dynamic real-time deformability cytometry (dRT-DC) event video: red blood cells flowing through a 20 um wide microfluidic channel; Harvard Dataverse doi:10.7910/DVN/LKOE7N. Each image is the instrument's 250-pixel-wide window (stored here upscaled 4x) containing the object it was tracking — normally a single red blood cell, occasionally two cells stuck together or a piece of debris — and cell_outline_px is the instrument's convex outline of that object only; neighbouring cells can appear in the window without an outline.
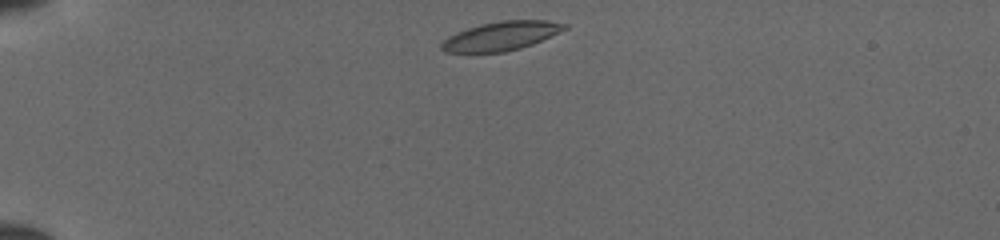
{"species": "common noctule bat (a hibernating species)", "species_latin": "Nyctalus noctula", "temperature_condition": "cold", "stored_images_in_passage": 38, "camera_frame_rate_fps": 3000, "um_per_image_px": 0.085, "animal": {"sex": "female", "body_mass_g": 19.5, "forearm_length_mm": 54.1}, "frame": {"image": 1, "passage_image": 1, "time_ms": 0.0, "image_size_px": [1000, 240], "cell_outline_px": [[568, 28], [560, 32], [532, 44], [520, 48], [504, 52], [444, 52], [440, 48], [440, 44], [448, 36], [456, 32], [480, 24], [500, 20], [544, 20], [568, 24]], "centroid_in_image_um": [42.59, 3.05], "position_along_channel_um": 42.4, "area_um2": 20.69}}
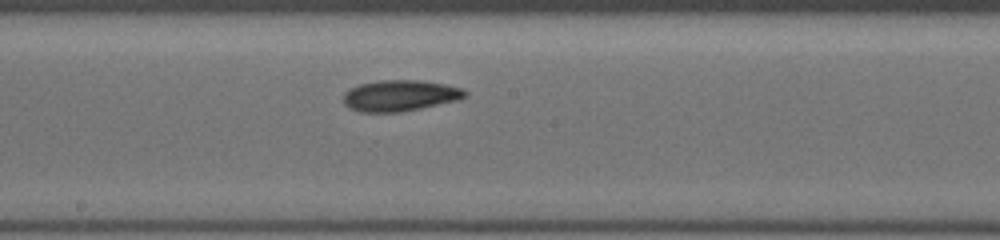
{"frame": {"image": 2, "passage_image": 17, "time_ms": 5.333, "image_size_px": [1000, 240], "cell_outline_px": [[468, 92], [460, 100], [400, 112], [360, 112], [344, 104], [344, 92], [360, 84], [380, 80], [420, 80], [444, 84], [464, 88]], "centroid_in_image_um": [34.03, 8.12], "position_along_channel_um": 214.2, "area_um2": 21.96}}
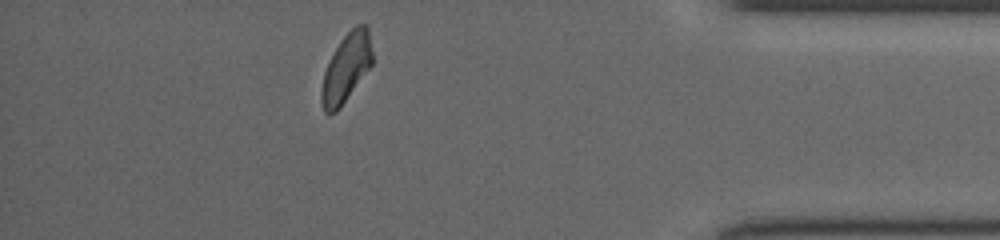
{"frame": {"image": 3, "passage_image": 33, "time_ms": 10.667, "image_size_px": [1000, 240], "cell_outline_px": [[372, 64], [340, 108], [336, 112], [324, 112], [320, 100], [320, 92], [324, 72], [340, 40], [356, 24], [368, 24], [372, 52]], "centroid_in_image_um": [29.43, 5.76], "position_along_channel_um": 405.8, "area_um2": 20.11}}